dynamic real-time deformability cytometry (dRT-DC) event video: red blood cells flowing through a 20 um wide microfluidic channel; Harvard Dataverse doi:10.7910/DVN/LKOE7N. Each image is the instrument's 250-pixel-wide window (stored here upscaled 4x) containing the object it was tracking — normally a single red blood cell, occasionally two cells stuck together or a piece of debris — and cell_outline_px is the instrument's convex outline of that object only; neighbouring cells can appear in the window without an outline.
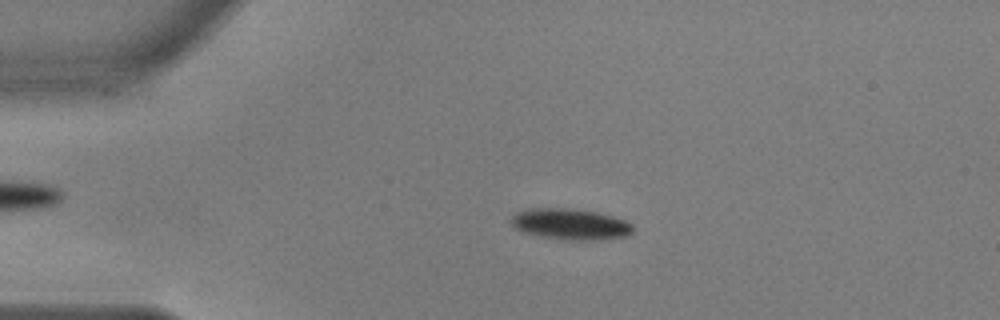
{"species": "common noctule bat (a hibernating species)", "species_latin": "Nyctalus noctula", "temperature_condition": "warm", "stored_images_in_passage": 55, "camera_frame_rate_fps": 3000, "um_per_image_px": 0.085, "animal": {"sex": "male", "body_mass_g": 17.9, "forearm_length_mm": 54.2}, "frame": {"image": 1, "passage_image": 12, "time_ms": 3.667, "image_size_px": [1000, 320], "cell_outline_px": [[632, 232], [628, 236], [596, 240], [568, 240], [540, 236], [520, 232], [508, 220], [516, 212], [528, 208], [564, 208], [596, 212], [612, 216], [624, 220], [632, 224]], "centroid_in_image_um": [48.44, 19.05], "position_along_channel_um": 36.6, "area_um2": 22.08}}
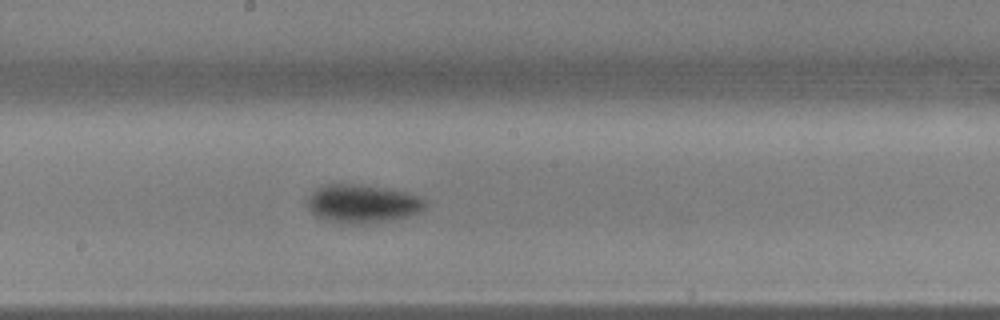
{"frame": {"image": 2, "passage_image": 30, "time_ms": 9.667, "image_size_px": [1000, 320], "cell_outline_px": [[428, 204], [420, 212], [408, 216], [388, 220], [352, 224], [332, 220], [316, 216], [308, 208], [308, 196], [316, 188], [328, 184], [352, 184], [384, 188], [404, 192], [416, 196], [424, 200]], "centroid_in_image_um": [30.8, 17.3], "position_along_channel_um": 217.4, "area_um2": 25.66}}
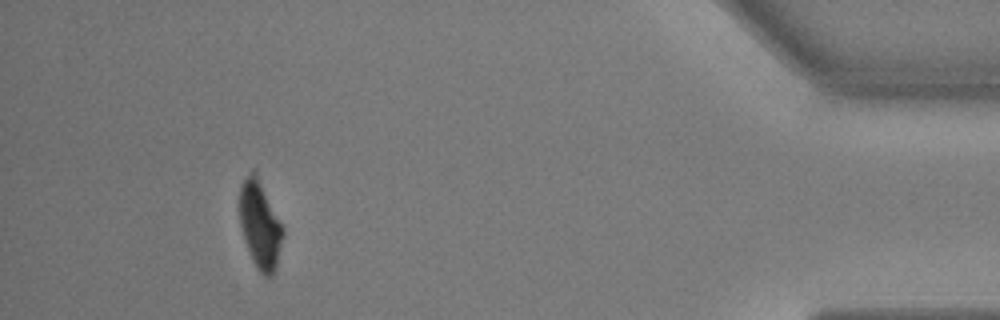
{"frame": {"image": 3, "passage_image": 51, "time_ms": 16.667, "image_size_px": [1000, 320], "cell_outline_px": [[284, 236], [276, 264], [272, 276], [264, 276], [256, 268], [252, 260], [244, 240], [240, 224], [240, 184], [248, 172], [252, 168], [256, 168], [284, 228]], "centroid_in_image_um": [22.1, 19.02], "position_along_channel_um": 413.1, "area_um2": 22.6}, "authors_computed_cell_mechanics": {"area_um2": 23.12, "velocity_mm_per_s": 3.6433, "shape_relaxation_time_tau1_ms": 1.9011, "shape_relaxation_time_tau2_ms": null, "deformation_change_tau1": 0.1275, "deformation_change_tau2": null}}